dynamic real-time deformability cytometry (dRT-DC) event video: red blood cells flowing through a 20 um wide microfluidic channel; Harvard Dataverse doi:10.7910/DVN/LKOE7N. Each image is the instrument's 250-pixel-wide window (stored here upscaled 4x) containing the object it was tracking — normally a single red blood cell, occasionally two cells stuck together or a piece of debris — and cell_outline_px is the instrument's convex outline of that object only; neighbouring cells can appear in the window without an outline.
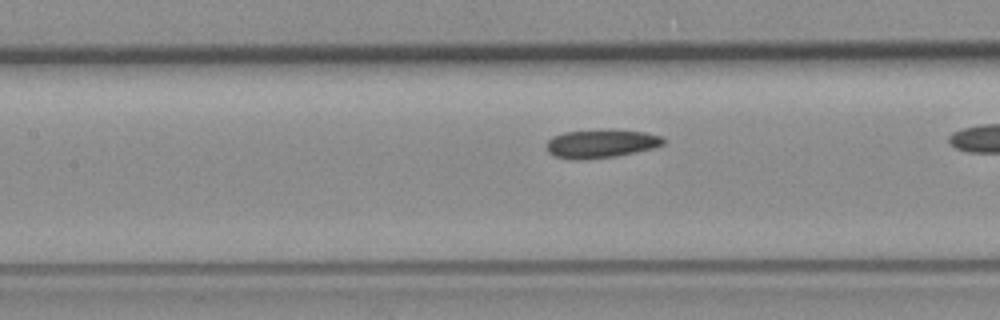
{"species": "common noctule bat (a hibernating species)", "species_latin": "Nyctalus noctula", "temperature_condition": "room temperature", "stored_images_in_passage": 38, "camera_frame_rate_fps": 3000, "um_per_image_px": 0.085, "animal": {"sex": "female", "body_mass_g": 19.3, "forearm_length_mm": 54.1}, "frame": {"image": 1, "passage_image": 20, "time_ms": 6.333, "image_size_px": [1000, 320], "cell_outline_px": [[664, 144], [652, 148], [636, 152], [616, 156], [584, 160], [568, 160], [556, 156], [548, 152], [548, 140], [552, 136], [564, 132], [644, 132], [660, 136], [664, 140]], "centroid_in_image_um": [51.04, 12.27], "position_along_channel_um": 156.4, "area_um2": 18.5}}
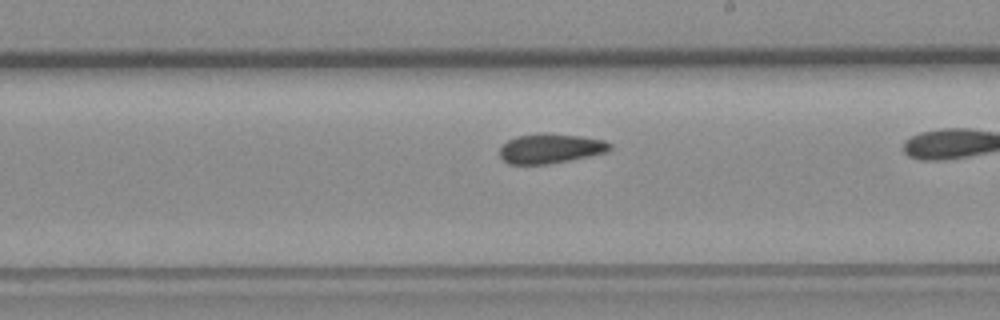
{"frame": {"image": 2, "passage_image": 27, "time_ms": 8.667, "image_size_px": [1000, 320], "cell_outline_px": [[612, 148], [608, 152], [548, 164], [508, 164], [500, 156], [500, 148], [508, 140], [516, 136], [540, 132], [544, 132], [580, 136], [604, 140], [612, 144]], "centroid_in_image_um": [46.79, 12.61], "position_along_channel_um": 242.2, "area_um2": 19.13}}
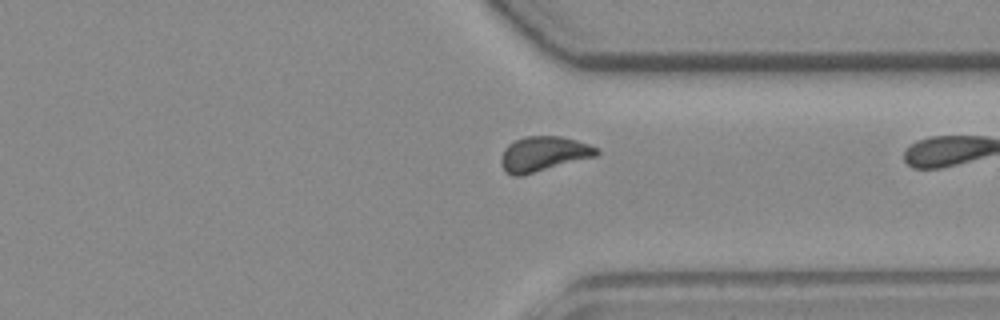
{"frame": {"image": 3, "passage_image": 37, "time_ms": 12.0, "image_size_px": [1000, 320], "cell_outline_px": [[600, 152], [596, 156], [524, 176], [516, 176], [508, 172], [500, 164], [500, 156], [504, 148], [508, 144], [524, 136], [560, 136], [576, 140], [600, 148]], "centroid_in_image_um": [46.2, 13.08], "position_along_channel_um": 365.2, "area_um2": 19.65}}